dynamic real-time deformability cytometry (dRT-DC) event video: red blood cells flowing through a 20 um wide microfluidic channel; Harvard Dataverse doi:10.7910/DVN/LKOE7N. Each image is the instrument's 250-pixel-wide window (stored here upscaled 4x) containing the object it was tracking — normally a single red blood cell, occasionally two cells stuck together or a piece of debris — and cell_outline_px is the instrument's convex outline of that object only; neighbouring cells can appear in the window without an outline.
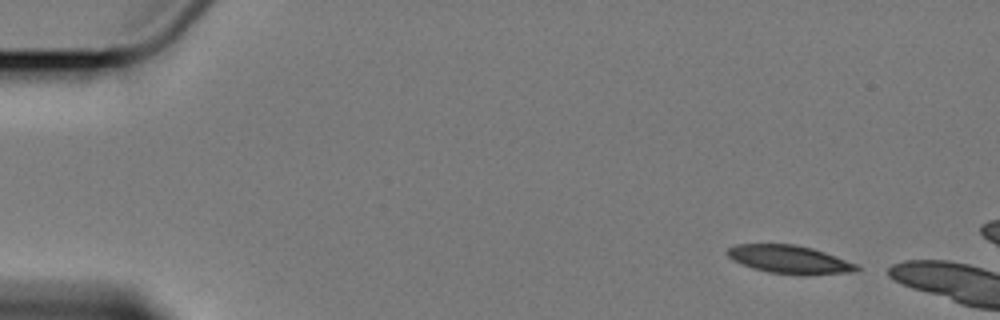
{"species": "Egyptian fruit bat (a non-hibernating species)", "species_latin": "Rousettus aegyptiacus", "temperature_condition": "cold", "stored_images_in_passage": 2, "camera_frame_rate_fps": 3000, "um_per_image_px": 0.085, "animal": {"sex": "female"}, "frame": {"image": 1, "passage_image": 1, "time_ms": 0.0, "image_size_px": [1000, 320], "cell_outline_px": [[860, 268], [856, 272], [768, 272], [752, 268], [732, 260], [724, 252], [728, 248], [736, 244], [796, 244], [812, 248], [860, 264]], "centroid_in_image_um": [67.04, 21.99], "position_along_channel_um": 18.0, "area_um2": 20.46}}